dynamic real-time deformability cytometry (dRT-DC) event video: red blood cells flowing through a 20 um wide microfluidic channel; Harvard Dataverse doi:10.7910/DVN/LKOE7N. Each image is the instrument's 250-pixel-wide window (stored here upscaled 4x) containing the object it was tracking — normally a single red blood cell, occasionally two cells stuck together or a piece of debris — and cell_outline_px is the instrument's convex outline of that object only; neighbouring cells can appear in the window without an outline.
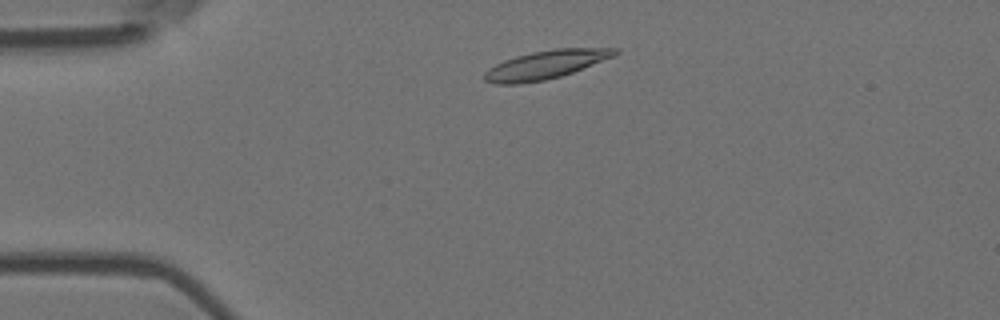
{"species": "Egyptian fruit bat (a non-hibernating species)", "species_latin": "Rousettus aegyptiacus", "temperature_condition": "room temperature", "stored_images_in_passage": 4, "camera_frame_rate_fps": 3000, "um_per_image_px": 0.085, "animal": {"sex": "female"}, "frame": {"image": 1, "passage_image": 2, "time_ms": 0.333, "image_size_px": [1000, 320], "cell_outline_px": [[620, 52], [616, 56], [572, 72], [560, 76], [544, 80], [520, 84], [496, 84], [484, 80], [484, 72], [488, 68], [504, 60], [516, 56], [532, 52], [556, 48], [616, 48]], "centroid_in_image_um": [46.39, 5.49], "position_along_channel_um": 38.6, "area_um2": 21.62}}
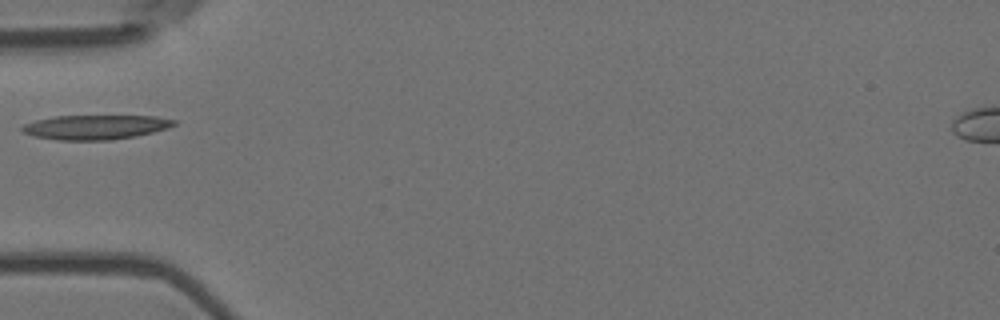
{"frame": {"image": 2, "passage_image": 3, "time_ms": 0.667, "image_size_px": [1000, 320], "cell_outline_px": [[176, 124], [168, 128], [136, 136], [112, 140], [56, 140], [36, 136], [24, 132], [20, 128], [24, 124], [36, 120], [52, 116], [156, 116], [176, 120]], "centroid_in_image_um": [8.13, 10.8], "position_along_channel_um": 76.9, "area_um2": 21.62}}
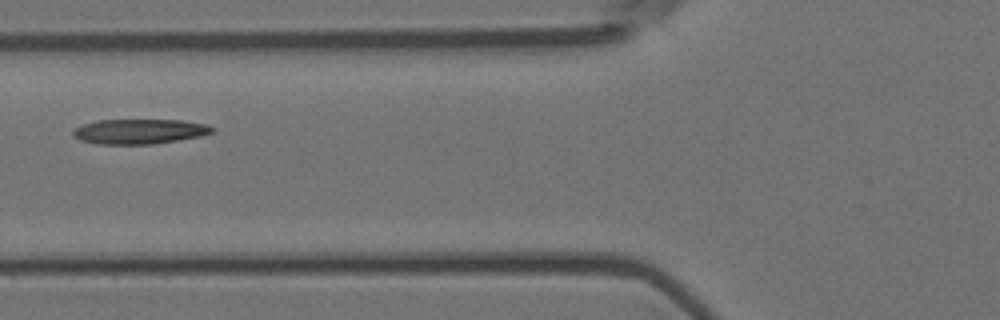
{"frame": {"image": 3, "passage_image": 4, "time_ms": 1.0, "image_size_px": [1000, 320], "cell_outline_px": [[216, 128], [212, 132], [200, 136], [152, 144], [96, 144], [80, 140], [72, 136], [72, 128], [96, 120], [180, 120], [204, 124]], "centroid_in_image_um": [11.78, 11.17], "position_along_channel_um": 114.0, "area_um2": 20.17}}